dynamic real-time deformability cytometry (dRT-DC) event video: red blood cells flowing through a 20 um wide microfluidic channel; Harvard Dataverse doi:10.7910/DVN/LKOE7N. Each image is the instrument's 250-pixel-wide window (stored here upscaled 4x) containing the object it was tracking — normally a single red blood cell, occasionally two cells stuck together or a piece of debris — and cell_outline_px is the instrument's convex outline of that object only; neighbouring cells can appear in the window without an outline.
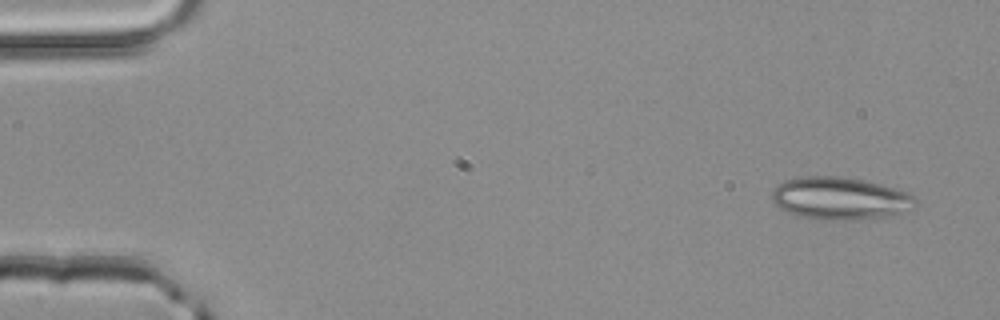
{"species": "common noctule bat (a hibernating species)", "species_latin": "Nyctalus noctula", "temperature_condition": "room temperature", "stored_images_in_passage": 3, "camera_frame_rate_fps": 3000, "um_per_image_px": 0.085, "animal": {"sex": "male", "body_mass_g": 20.4}, "frame": {"image": 1, "passage_image": 1, "time_ms": 0.0, "image_size_px": [1000, 320], "cell_outline_px": [[916, 200], [904, 212], [884, 216], [856, 220], [816, 220], [800, 216], [788, 212], [780, 208], [772, 200], [772, 192], [784, 180], [800, 176], [836, 176], [864, 180], [880, 184], [908, 192]], "centroid_in_image_um": [71.35, 16.86], "position_along_channel_um": 13.7, "area_um2": 35.26}}